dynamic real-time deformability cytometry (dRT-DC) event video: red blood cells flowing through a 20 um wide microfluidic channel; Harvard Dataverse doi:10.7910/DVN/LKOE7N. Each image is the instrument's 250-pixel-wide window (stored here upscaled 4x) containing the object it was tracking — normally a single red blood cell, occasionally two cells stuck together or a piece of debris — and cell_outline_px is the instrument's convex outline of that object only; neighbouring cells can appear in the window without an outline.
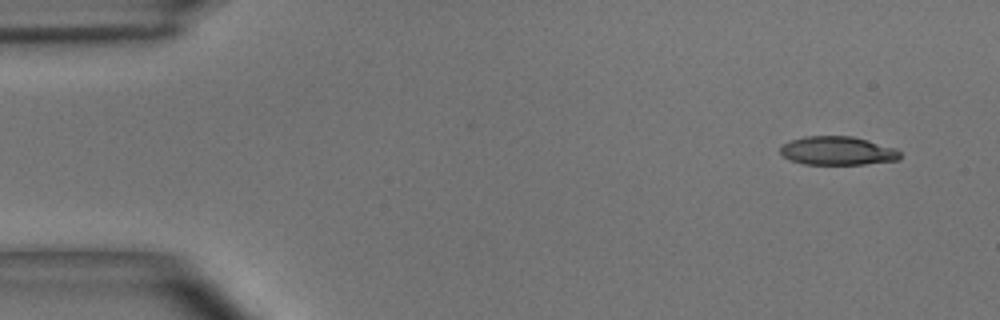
{"species": "common noctule bat (a hibernating species)", "species_latin": "Nyctalus noctula", "temperature_condition": "room temperature", "stored_images_in_passage": 52, "camera_frame_rate_fps": 3000, "um_per_image_px": 0.085, "animal": {"sex": "male", "body_mass_g": 15.6}, "frame": {"image": 1, "passage_image": 1, "time_ms": 0.0, "image_size_px": [1000, 320], "cell_outline_px": [[900, 160], [864, 164], [804, 164], [788, 160], [780, 152], [780, 148], [788, 140], [804, 136], [852, 136], [868, 140], [896, 148], [900, 152]], "centroid_in_image_um": [71.18, 12.81], "position_along_channel_um": 13.8, "area_um2": 20.11}}
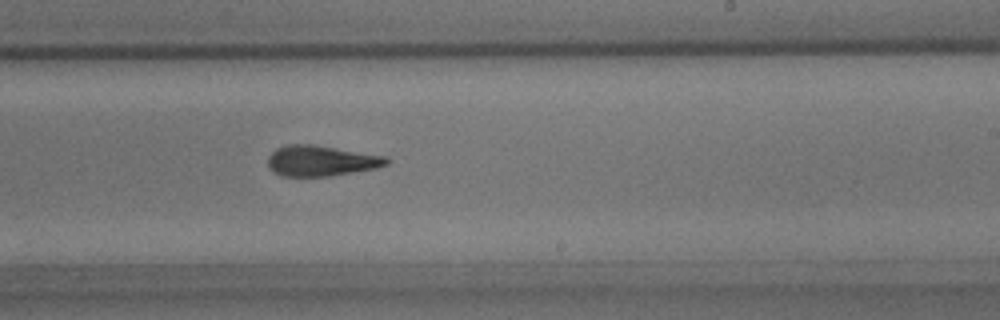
{"frame": {"image": 2, "passage_image": 30, "time_ms": 9.667, "image_size_px": [1000, 320], "cell_outline_px": [[392, 160], [388, 164], [376, 168], [328, 176], [280, 176], [272, 172], [268, 168], [268, 156], [276, 148], [288, 144], [312, 144], [388, 156]], "centroid_in_image_um": [27.29, 13.66], "position_along_channel_um": 261.7, "area_um2": 21.39}}
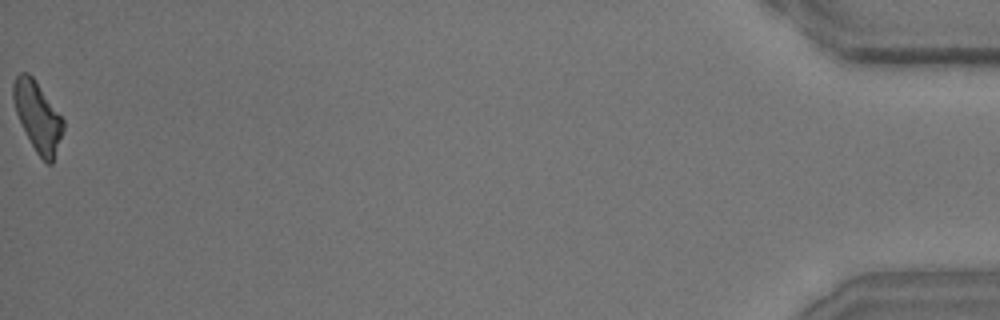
{"frame": {"image": 3, "passage_image": 52, "time_ms": 17.0, "image_size_px": [1000, 320], "cell_outline_px": [[64, 128], [52, 164], [48, 164], [36, 152], [16, 112], [12, 100], [12, 84], [16, 76], [20, 72], [28, 72], [32, 76], [64, 120]], "centroid_in_image_um": [3.19, 9.87], "position_along_channel_um": 432.0, "area_um2": 19.83}, "authors_computed_cell_mechanics": {"area_um2": 21.097, "velocity_mm_per_s": 3.6569, "shape_relaxation_time_tau1_ms": 5.8346, "shape_relaxation_time_tau2_ms": 2.717, "deformation_change_tau1": 0.205, "deformation_change_tau2": 0.1329}}